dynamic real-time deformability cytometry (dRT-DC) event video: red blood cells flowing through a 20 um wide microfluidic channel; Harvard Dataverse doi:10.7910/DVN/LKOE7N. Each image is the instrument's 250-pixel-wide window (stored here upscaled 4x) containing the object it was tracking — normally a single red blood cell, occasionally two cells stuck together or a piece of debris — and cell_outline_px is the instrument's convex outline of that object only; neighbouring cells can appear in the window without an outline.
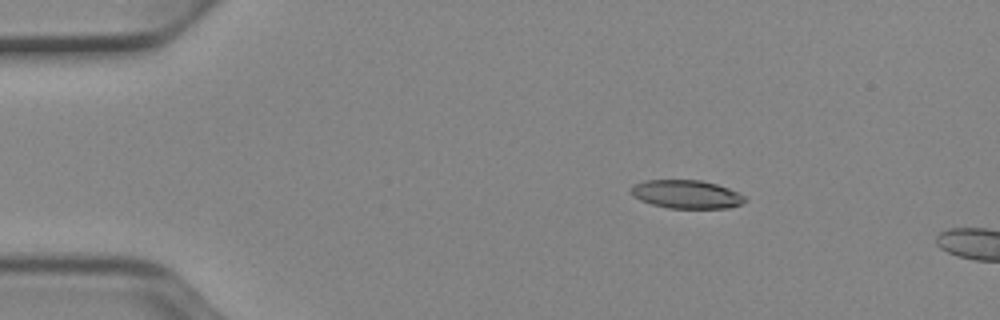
{"species": "Egyptian fruit bat (a non-hibernating species)", "species_latin": "Rousettus aegyptiacus", "temperature_condition": "cold", "stored_images_in_passage": 4, "camera_frame_rate_fps": 3000, "um_per_image_px": 0.085, "animal": {"sex": "female"}, "frame": {"image": 1, "passage_image": 1, "time_ms": 0.0, "image_size_px": [1000, 320], "cell_outline_px": [[748, 200], [740, 204], [728, 208], [668, 208], [652, 204], [640, 200], [632, 196], [628, 192], [628, 188], [632, 184], [644, 180], [700, 180], [716, 184], [728, 188], [744, 196]], "centroid_in_image_um": [58.27, 16.51], "position_along_channel_um": 26.7, "area_um2": 19.02}}